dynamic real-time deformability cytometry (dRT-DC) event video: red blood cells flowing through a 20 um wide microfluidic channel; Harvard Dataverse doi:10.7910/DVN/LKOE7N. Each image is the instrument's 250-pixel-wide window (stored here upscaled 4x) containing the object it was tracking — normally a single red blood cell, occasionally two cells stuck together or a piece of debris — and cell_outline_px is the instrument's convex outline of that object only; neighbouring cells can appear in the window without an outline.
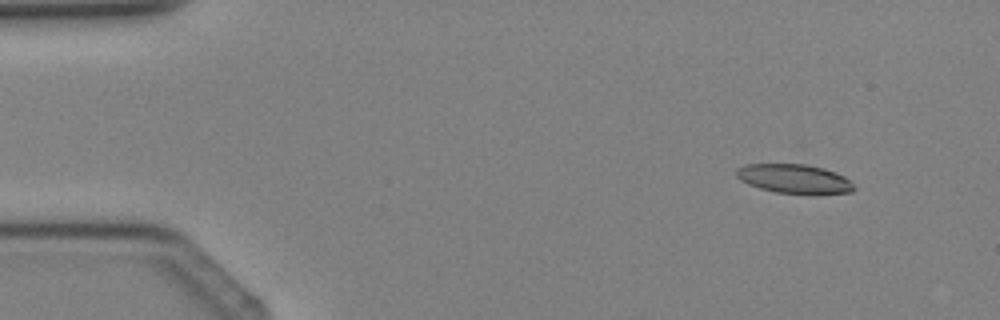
{"species": "Egyptian fruit bat (a non-hibernating species)", "species_latin": "Rousettus aegyptiacus", "temperature_condition": "cold", "stored_images_in_passage": 4, "camera_frame_rate_fps": 3000, "um_per_image_px": 0.085, "animal": {"sex": "female"}, "frame": {"image": 1, "passage_image": 1, "time_ms": 0.0, "image_size_px": [1000, 320], "cell_outline_px": [[856, 188], [852, 192], [776, 192], [760, 188], [748, 184], [740, 180], [736, 176], [736, 168], [744, 164], [804, 164], [824, 168], [836, 172], [844, 176]], "centroid_in_image_um": [67.45, 15.16], "position_along_channel_um": 17.6, "area_um2": 19.42}}